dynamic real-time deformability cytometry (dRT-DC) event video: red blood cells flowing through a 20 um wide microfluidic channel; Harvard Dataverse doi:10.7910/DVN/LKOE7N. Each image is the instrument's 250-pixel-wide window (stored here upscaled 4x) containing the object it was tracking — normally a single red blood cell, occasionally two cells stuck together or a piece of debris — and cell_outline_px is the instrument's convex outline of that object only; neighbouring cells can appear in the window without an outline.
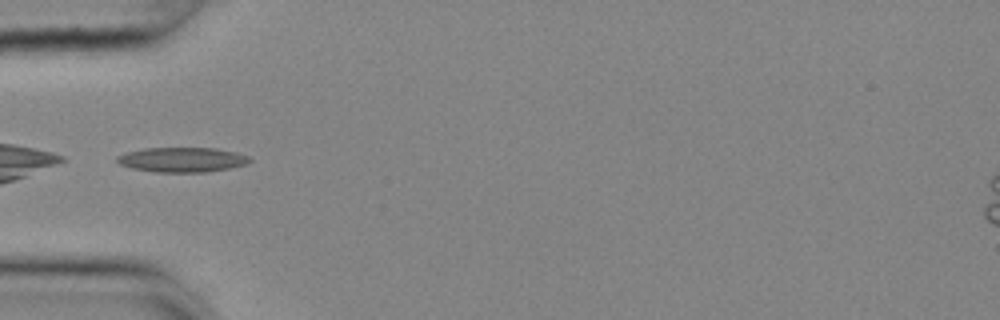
{"species": "common noctule bat (a hibernating species)", "species_latin": "Nyctalus noctula", "temperature_condition": "cold", "stored_images_in_passage": 6, "camera_frame_rate_fps": 3000, "um_per_image_px": 0.085, "animal": {"sex": "female", "body_mass_g": 25.1}, "frame": {"image": 1, "passage_image": 1, "time_ms": 0.0, "image_size_px": [1000, 320], "cell_outline_px": [[252, 160], [248, 164], [228, 168], [204, 172], [156, 172], [132, 168], [120, 164], [116, 160], [116, 156], [128, 152], [144, 148], [216, 148], [236, 152], [248, 156]], "centroid_in_image_um": [15.49, 13.57], "position_along_channel_um": 69.5, "area_um2": 19.07}}
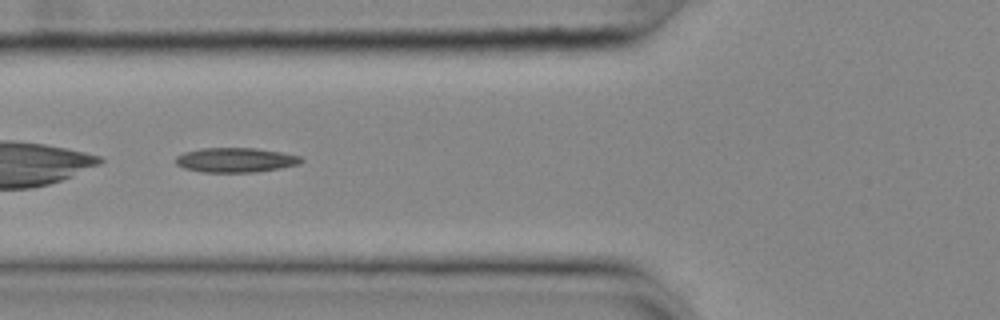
{"frame": {"image": 2, "passage_image": 4, "time_ms": 1.0, "image_size_px": [1000, 320], "cell_outline_px": [[304, 160], [300, 164], [280, 168], [256, 172], [200, 172], [184, 168], [176, 164], [176, 156], [184, 152], [204, 148], [256, 148], [280, 152], [300, 156]], "centroid_in_image_um": [20.03, 13.6], "position_along_channel_um": 105.8, "area_um2": 17.98}}